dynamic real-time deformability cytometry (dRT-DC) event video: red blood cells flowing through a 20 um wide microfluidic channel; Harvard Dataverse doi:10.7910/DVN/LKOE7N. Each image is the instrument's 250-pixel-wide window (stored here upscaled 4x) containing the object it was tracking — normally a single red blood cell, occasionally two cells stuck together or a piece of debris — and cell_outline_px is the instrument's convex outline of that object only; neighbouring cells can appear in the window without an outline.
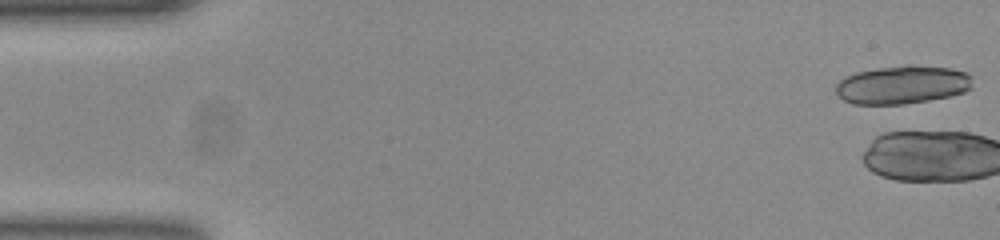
{"species": "common noctule bat (a hibernating species)", "species_latin": "Nyctalus noctula", "temperature_condition": "room temperature", "stored_images_in_passage": 3, "camera_frame_rate_fps": 3000, "um_per_image_px": 0.085, "animal": {"sex": "female", "body_mass_g": 23.0, "forearm_length_mm": 53.4}, "frame": {"image": 1, "passage_image": 1, "time_ms": 0.0, "image_size_px": [1000, 240], "cell_outline_px": [[972, 88], [964, 92], [948, 96], [928, 100], [904, 104], [852, 104], [844, 100], [836, 92], [836, 84], [844, 76], [856, 72], [876, 68], [908, 64], [948, 68], [964, 72], [972, 76]], "centroid_in_image_um": [76.69, 7.2], "position_along_channel_um": 8.3, "area_um2": 30.58}}